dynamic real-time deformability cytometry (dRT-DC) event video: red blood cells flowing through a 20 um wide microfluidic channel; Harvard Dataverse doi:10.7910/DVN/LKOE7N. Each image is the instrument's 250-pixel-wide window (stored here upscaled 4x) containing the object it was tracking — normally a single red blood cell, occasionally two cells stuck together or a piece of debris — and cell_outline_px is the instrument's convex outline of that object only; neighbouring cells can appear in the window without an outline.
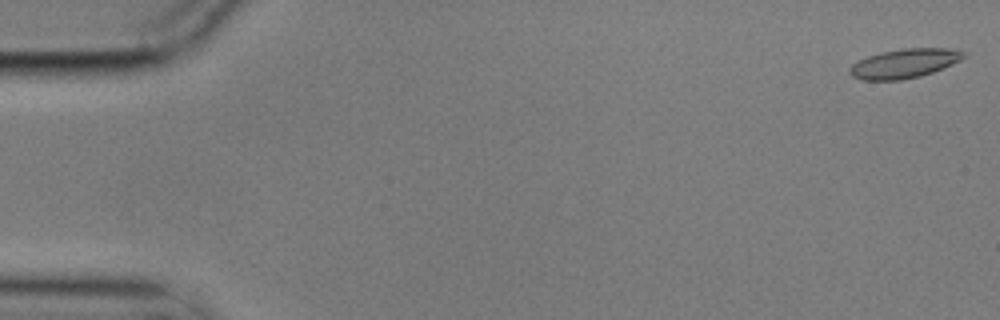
{"species": "common noctule bat (a hibernating species)", "species_latin": "Nyctalus noctula", "temperature_condition": "cold", "stored_images_in_passage": 6, "camera_frame_rate_fps": 3000, "um_per_image_px": 0.085, "animal": {"sex": "male", "body_mass_g": 17.9}, "frame": {"image": 1, "passage_image": 1, "time_ms": 0.0, "image_size_px": [1000, 320], "cell_outline_px": [[968, 52], [960, 60], [952, 64], [932, 72], [920, 76], [900, 80], [860, 80], [852, 76], [848, 72], [848, 68], [852, 64], [868, 56], [880, 52], [904, 48], [948, 48]], "centroid_in_image_um": [76.85, 5.39], "position_along_channel_um": 8.2, "area_um2": 19.42}}
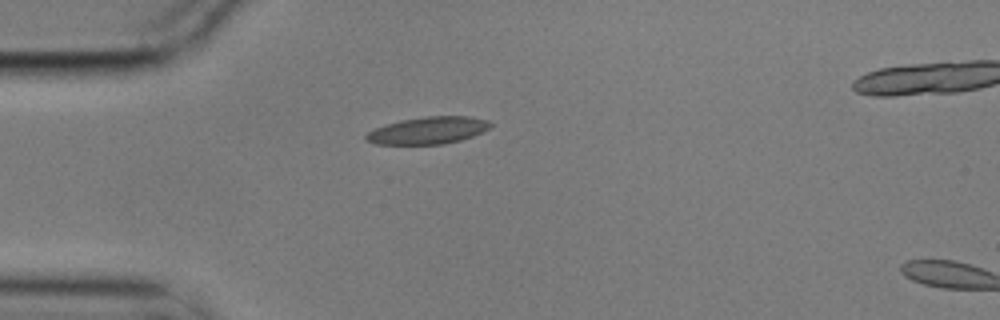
{"frame": {"image": 2, "passage_image": 5, "time_ms": 1.333, "image_size_px": [1000, 320], "cell_outline_px": [[492, 124], [488, 128], [472, 136], [460, 140], [444, 144], [376, 144], [364, 140], [364, 136], [368, 132], [376, 128], [400, 120], [428, 116], [468, 116], [488, 120]], "centroid_in_image_um": [36.36, 11.09], "position_along_channel_um": 48.6, "area_um2": 19.48}}